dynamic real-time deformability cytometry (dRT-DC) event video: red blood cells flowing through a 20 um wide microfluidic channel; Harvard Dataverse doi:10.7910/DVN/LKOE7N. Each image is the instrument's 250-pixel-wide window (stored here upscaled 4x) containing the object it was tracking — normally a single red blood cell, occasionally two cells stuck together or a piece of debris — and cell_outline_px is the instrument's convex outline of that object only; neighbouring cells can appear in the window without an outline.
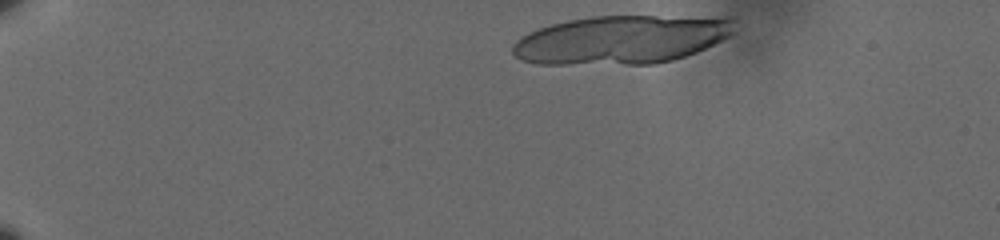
{"species": "human", "species_latin": "Homo sapiens", "temperature_condition": "cold", "stored_images_in_passage": 17, "segment_of_instrument_passage": [1, 2], "camera_frame_rate_fps": 3000, "um_per_image_px": 0.085, "donor": {"sex": "male"}, "frame": {"image": 1, "passage_image": 2, "time_ms": 0.333, "image_size_px": [1000, 240], "cell_outline_px": [[732, 32], [728, 36], [696, 52], [672, 60], [656, 64], [536, 64], [520, 60], [512, 52], [512, 48], [516, 40], [528, 32], [552, 24], [568, 20], [592, 16], [656, 16], [728, 20]], "centroid_in_image_um": [52.64, 3.4], "position_along_channel_um": 32.4, "area_um2": 61.5}}